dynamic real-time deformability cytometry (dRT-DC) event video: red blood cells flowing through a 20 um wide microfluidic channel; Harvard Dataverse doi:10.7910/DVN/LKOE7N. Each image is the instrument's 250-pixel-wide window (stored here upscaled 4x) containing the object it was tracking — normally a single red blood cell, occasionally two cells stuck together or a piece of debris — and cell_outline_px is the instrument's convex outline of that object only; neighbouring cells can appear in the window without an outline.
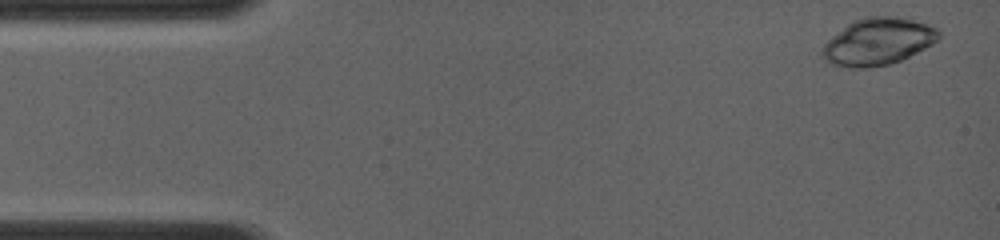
{"species": "common noctule bat (a hibernating species)", "species_latin": "Nyctalus noctula", "temperature_condition": "room temperature", "stored_images_in_passage": 8, "camera_frame_rate_fps": 4000, "um_per_image_px": 0.085, "animal": {"sex": "female", "body_mass_g": 19.0, "forearm_length_mm": 56.7}, "frame": {"image": 1, "passage_image": 1, "time_ms": 0.0, "image_size_px": [1000, 240], "cell_outline_px": [[940, 36], [932, 44], [900, 60], [888, 64], [868, 68], [848, 68], [832, 64], [824, 60], [820, 56], [820, 52], [824, 44], [832, 36], [848, 24], [856, 20], [868, 16], [896, 16], [912, 20], [940, 28]], "centroid_in_image_um": [74.6, 3.54], "position_along_channel_um": 10.4, "area_um2": 31.79}}
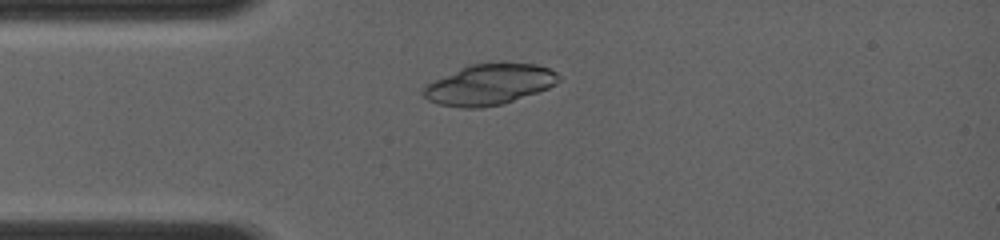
{"frame": {"image": 2, "passage_image": 7, "time_ms": 3.0, "image_size_px": [1000, 240], "cell_outline_px": [[560, 80], [556, 84], [548, 88], [504, 104], [480, 108], [460, 108], [436, 104], [428, 100], [420, 92], [424, 84], [460, 68], [472, 64], [488, 60], [500, 60], [536, 64], [548, 68], [556, 72], [560, 76]], "centroid_in_image_um": [41.57, 7.15], "position_along_channel_um": 43.4, "area_um2": 33.23}}